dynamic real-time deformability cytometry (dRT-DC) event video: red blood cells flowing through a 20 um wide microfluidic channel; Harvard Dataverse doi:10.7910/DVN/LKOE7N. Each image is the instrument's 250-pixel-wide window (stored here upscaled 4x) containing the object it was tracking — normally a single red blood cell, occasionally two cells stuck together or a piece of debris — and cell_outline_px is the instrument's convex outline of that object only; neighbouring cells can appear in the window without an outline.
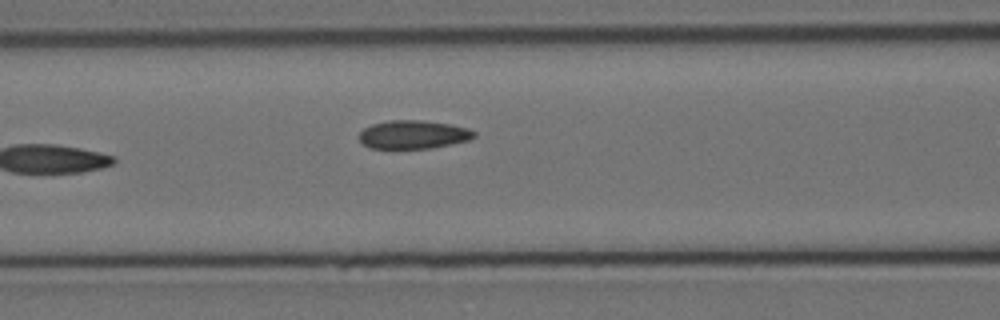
{"species": "Egyptian fruit bat (a non-hibernating species)", "species_latin": "Rousettus aegyptiacus", "temperature_condition": "cold", "stored_images_in_passage": 8, "camera_frame_rate_fps": 3000, "um_per_image_px": 0.085, "animal": {"sex": "female"}, "frame": {"image": 1, "passage_image": 7, "time_ms": 7.333, "image_size_px": [1000, 320], "cell_outline_px": [[476, 136], [468, 140], [452, 144], [432, 148], [368, 148], [360, 140], [360, 132], [364, 128], [372, 124], [388, 120], [420, 120], [448, 124], [468, 128], [476, 132]], "centroid_in_image_um": [35.13, 11.43], "position_along_channel_um": 131.5, "area_um2": 18.96}}